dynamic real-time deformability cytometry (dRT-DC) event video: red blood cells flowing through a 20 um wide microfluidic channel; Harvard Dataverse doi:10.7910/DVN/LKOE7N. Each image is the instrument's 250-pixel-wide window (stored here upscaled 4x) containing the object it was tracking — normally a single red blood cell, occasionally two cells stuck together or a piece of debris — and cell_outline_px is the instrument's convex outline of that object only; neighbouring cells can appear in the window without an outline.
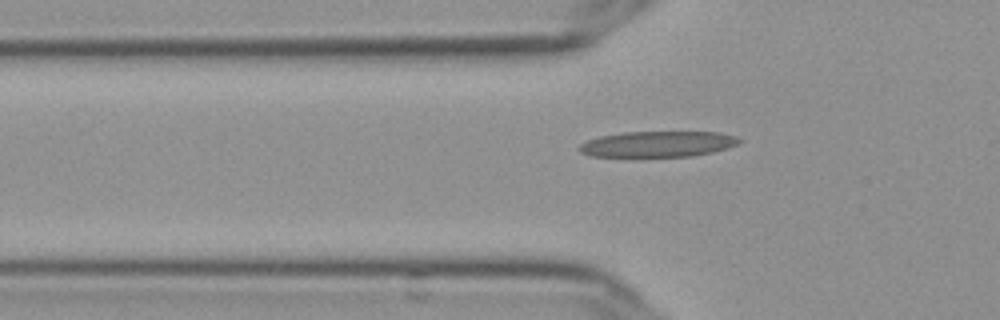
{"species": "Egyptian fruit bat (a non-hibernating species)", "species_latin": "Rousettus aegyptiacus", "temperature_condition": "cold", "stored_images_in_passage": 48, "camera_frame_rate_fps": 3000, "um_per_image_px": 0.085, "frame": {"image": 1, "passage_image": 17, "time_ms": 5.333, "image_size_px": [1000, 320], "cell_outline_px": [[740, 144], [728, 148], [712, 152], [692, 156], [592, 156], [580, 152], [576, 148], [580, 144], [588, 140], [600, 136], [624, 132], [720, 132], [736, 136], [740, 140]], "centroid_in_image_um": [55.93, 12.24], "position_along_channel_um": 69.9, "area_um2": 23.99}}
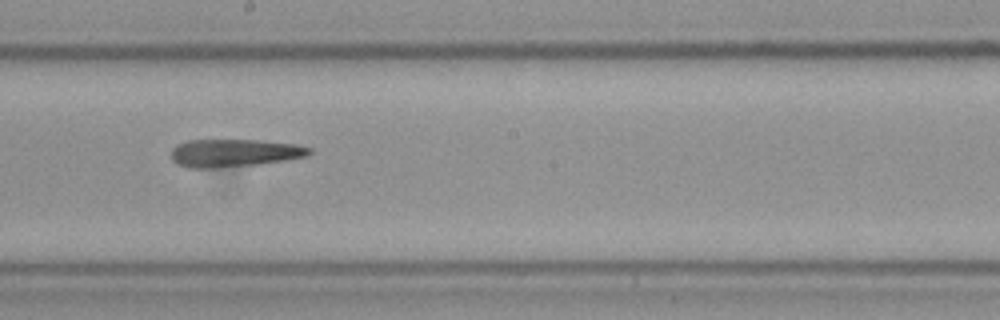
{"frame": {"image": 2, "passage_image": 30, "time_ms": 9.667, "image_size_px": [1000, 320], "cell_outline_px": [[312, 152], [308, 156], [284, 160], [256, 164], [208, 168], [188, 168], [176, 164], [172, 160], [172, 148], [176, 144], [188, 140], [256, 140], [296, 144], [312, 148]], "centroid_in_image_um": [19.89, 12.99], "position_along_channel_um": 228.3, "area_um2": 22.31}}
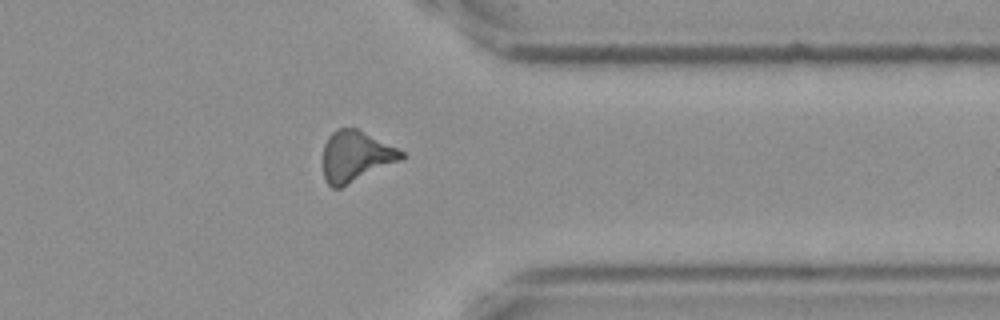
{"frame": {"image": 3, "passage_image": 43, "time_ms": 14.0, "image_size_px": [1000, 320], "cell_outline_px": [[408, 156], [400, 160], [340, 188], [332, 188], [328, 184], [324, 176], [324, 144], [328, 136], [336, 128], [360, 128], [404, 152]], "centroid_in_image_um": [30.24, 13.25], "position_along_channel_um": 381.2, "area_um2": 23.18}}